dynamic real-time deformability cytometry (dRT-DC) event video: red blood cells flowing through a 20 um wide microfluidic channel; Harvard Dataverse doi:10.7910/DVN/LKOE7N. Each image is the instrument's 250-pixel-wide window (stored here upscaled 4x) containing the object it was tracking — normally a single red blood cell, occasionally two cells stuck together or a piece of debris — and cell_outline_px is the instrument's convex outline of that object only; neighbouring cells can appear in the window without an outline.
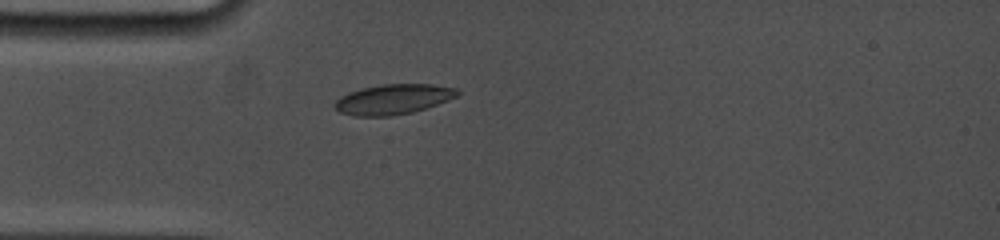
{"species": "common noctule bat (a hibernating species)", "species_latin": "Nyctalus noctula", "temperature_condition": "cold", "stored_images_in_passage": 5, "camera_frame_rate_fps": 5000, "um_per_image_px": 0.085, "animal": {"sex": "female", "body_mass_g": 19.0, "forearm_length_mm": 53.3}, "frame": {"image": 1, "passage_image": 5, "time_ms": 4.2, "image_size_px": [1000, 240], "cell_outline_px": [[460, 92], [456, 96], [448, 100], [412, 112], [392, 116], [352, 116], [340, 112], [332, 108], [332, 104], [340, 96], [348, 92], [360, 88], [380, 84], [432, 84], [456, 88]], "centroid_in_image_um": [33.34, 8.43], "position_along_channel_um": 51.7, "area_um2": 21.68}}